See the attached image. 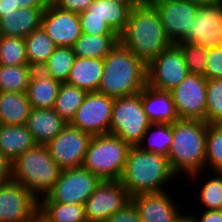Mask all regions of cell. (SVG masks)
<instances>
[{
    "instance_id": "15",
    "label": "cell",
    "mask_w": 222,
    "mask_h": 222,
    "mask_svg": "<svg viewBox=\"0 0 222 222\" xmlns=\"http://www.w3.org/2000/svg\"><path fill=\"white\" fill-rule=\"evenodd\" d=\"M130 201L119 180H102L84 204L87 222H105Z\"/></svg>"
},
{
    "instance_id": "45",
    "label": "cell",
    "mask_w": 222,
    "mask_h": 222,
    "mask_svg": "<svg viewBox=\"0 0 222 222\" xmlns=\"http://www.w3.org/2000/svg\"><path fill=\"white\" fill-rule=\"evenodd\" d=\"M18 8H47L43 0H15Z\"/></svg>"
},
{
    "instance_id": "44",
    "label": "cell",
    "mask_w": 222,
    "mask_h": 222,
    "mask_svg": "<svg viewBox=\"0 0 222 222\" xmlns=\"http://www.w3.org/2000/svg\"><path fill=\"white\" fill-rule=\"evenodd\" d=\"M202 212L200 217L195 215L197 222H222V213L219 210H204Z\"/></svg>"
},
{
    "instance_id": "52",
    "label": "cell",
    "mask_w": 222,
    "mask_h": 222,
    "mask_svg": "<svg viewBox=\"0 0 222 222\" xmlns=\"http://www.w3.org/2000/svg\"><path fill=\"white\" fill-rule=\"evenodd\" d=\"M219 175H220V177H221V179H222V171H219V172H217Z\"/></svg>"
},
{
    "instance_id": "48",
    "label": "cell",
    "mask_w": 222,
    "mask_h": 222,
    "mask_svg": "<svg viewBox=\"0 0 222 222\" xmlns=\"http://www.w3.org/2000/svg\"><path fill=\"white\" fill-rule=\"evenodd\" d=\"M114 1L121 2L129 6L131 9H133L135 7L143 5L147 0H114Z\"/></svg>"
},
{
    "instance_id": "5",
    "label": "cell",
    "mask_w": 222,
    "mask_h": 222,
    "mask_svg": "<svg viewBox=\"0 0 222 222\" xmlns=\"http://www.w3.org/2000/svg\"><path fill=\"white\" fill-rule=\"evenodd\" d=\"M61 170L46 145L36 144L12 162V179L40 200L52 190Z\"/></svg>"
},
{
    "instance_id": "38",
    "label": "cell",
    "mask_w": 222,
    "mask_h": 222,
    "mask_svg": "<svg viewBox=\"0 0 222 222\" xmlns=\"http://www.w3.org/2000/svg\"><path fill=\"white\" fill-rule=\"evenodd\" d=\"M206 122L222 123V78L207 80Z\"/></svg>"
},
{
    "instance_id": "27",
    "label": "cell",
    "mask_w": 222,
    "mask_h": 222,
    "mask_svg": "<svg viewBox=\"0 0 222 222\" xmlns=\"http://www.w3.org/2000/svg\"><path fill=\"white\" fill-rule=\"evenodd\" d=\"M118 43V34L91 35L82 33L72 48L76 57L104 58Z\"/></svg>"
},
{
    "instance_id": "2",
    "label": "cell",
    "mask_w": 222,
    "mask_h": 222,
    "mask_svg": "<svg viewBox=\"0 0 222 222\" xmlns=\"http://www.w3.org/2000/svg\"><path fill=\"white\" fill-rule=\"evenodd\" d=\"M119 42L146 65L172 45L158 11L148 0L131 10Z\"/></svg>"
},
{
    "instance_id": "49",
    "label": "cell",
    "mask_w": 222,
    "mask_h": 222,
    "mask_svg": "<svg viewBox=\"0 0 222 222\" xmlns=\"http://www.w3.org/2000/svg\"><path fill=\"white\" fill-rule=\"evenodd\" d=\"M192 1L198 5L216 4L222 2V0H192Z\"/></svg>"
},
{
    "instance_id": "30",
    "label": "cell",
    "mask_w": 222,
    "mask_h": 222,
    "mask_svg": "<svg viewBox=\"0 0 222 222\" xmlns=\"http://www.w3.org/2000/svg\"><path fill=\"white\" fill-rule=\"evenodd\" d=\"M39 213L48 222H87L85 206L54 201H39Z\"/></svg>"
},
{
    "instance_id": "11",
    "label": "cell",
    "mask_w": 222,
    "mask_h": 222,
    "mask_svg": "<svg viewBox=\"0 0 222 222\" xmlns=\"http://www.w3.org/2000/svg\"><path fill=\"white\" fill-rule=\"evenodd\" d=\"M207 79L189 73L170 93L179 119L206 122Z\"/></svg>"
},
{
    "instance_id": "20",
    "label": "cell",
    "mask_w": 222,
    "mask_h": 222,
    "mask_svg": "<svg viewBox=\"0 0 222 222\" xmlns=\"http://www.w3.org/2000/svg\"><path fill=\"white\" fill-rule=\"evenodd\" d=\"M46 8H19L3 13L0 18V35L25 38L41 27L42 15Z\"/></svg>"
},
{
    "instance_id": "29",
    "label": "cell",
    "mask_w": 222,
    "mask_h": 222,
    "mask_svg": "<svg viewBox=\"0 0 222 222\" xmlns=\"http://www.w3.org/2000/svg\"><path fill=\"white\" fill-rule=\"evenodd\" d=\"M172 140V124L152 123L147 128L137 147L146 152L168 156Z\"/></svg>"
},
{
    "instance_id": "39",
    "label": "cell",
    "mask_w": 222,
    "mask_h": 222,
    "mask_svg": "<svg viewBox=\"0 0 222 222\" xmlns=\"http://www.w3.org/2000/svg\"><path fill=\"white\" fill-rule=\"evenodd\" d=\"M81 31L85 34L102 35L117 34L101 18L89 16L85 11L78 14Z\"/></svg>"
},
{
    "instance_id": "41",
    "label": "cell",
    "mask_w": 222,
    "mask_h": 222,
    "mask_svg": "<svg viewBox=\"0 0 222 222\" xmlns=\"http://www.w3.org/2000/svg\"><path fill=\"white\" fill-rule=\"evenodd\" d=\"M105 222H142L139 212L131 200L122 209L111 215Z\"/></svg>"
},
{
    "instance_id": "23",
    "label": "cell",
    "mask_w": 222,
    "mask_h": 222,
    "mask_svg": "<svg viewBox=\"0 0 222 222\" xmlns=\"http://www.w3.org/2000/svg\"><path fill=\"white\" fill-rule=\"evenodd\" d=\"M103 70L104 58L76 57L66 83L86 92H97Z\"/></svg>"
},
{
    "instance_id": "50",
    "label": "cell",
    "mask_w": 222,
    "mask_h": 222,
    "mask_svg": "<svg viewBox=\"0 0 222 222\" xmlns=\"http://www.w3.org/2000/svg\"><path fill=\"white\" fill-rule=\"evenodd\" d=\"M45 5L48 6H56L60 0H43Z\"/></svg>"
},
{
    "instance_id": "24",
    "label": "cell",
    "mask_w": 222,
    "mask_h": 222,
    "mask_svg": "<svg viewBox=\"0 0 222 222\" xmlns=\"http://www.w3.org/2000/svg\"><path fill=\"white\" fill-rule=\"evenodd\" d=\"M36 144L26 125L0 124V151L11 162Z\"/></svg>"
},
{
    "instance_id": "46",
    "label": "cell",
    "mask_w": 222,
    "mask_h": 222,
    "mask_svg": "<svg viewBox=\"0 0 222 222\" xmlns=\"http://www.w3.org/2000/svg\"><path fill=\"white\" fill-rule=\"evenodd\" d=\"M15 0H0V18L3 13H10L18 10Z\"/></svg>"
},
{
    "instance_id": "47",
    "label": "cell",
    "mask_w": 222,
    "mask_h": 222,
    "mask_svg": "<svg viewBox=\"0 0 222 222\" xmlns=\"http://www.w3.org/2000/svg\"><path fill=\"white\" fill-rule=\"evenodd\" d=\"M174 222H197L196 216L194 214H190L187 212V214H182L181 212L176 217Z\"/></svg>"
},
{
    "instance_id": "18",
    "label": "cell",
    "mask_w": 222,
    "mask_h": 222,
    "mask_svg": "<svg viewBox=\"0 0 222 222\" xmlns=\"http://www.w3.org/2000/svg\"><path fill=\"white\" fill-rule=\"evenodd\" d=\"M171 194L164 192L132 196L142 222H174L181 212Z\"/></svg>"
},
{
    "instance_id": "35",
    "label": "cell",
    "mask_w": 222,
    "mask_h": 222,
    "mask_svg": "<svg viewBox=\"0 0 222 222\" xmlns=\"http://www.w3.org/2000/svg\"><path fill=\"white\" fill-rule=\"evenodd\" d=\"M29 64L25 39L0 35V65L17 66Z\"/></svg>"
},
{
    "instance_id": "31",
    "label": "cell",
    "mask_w": 222,
    "mask_h": 222,
    "mask_svg": "<svg viewBox=\"0 0 222 222\" xmlns=\"http://www.w3.org/2000/svg\"><path fill=\"white\" fill-rule=\"evenodd\" d=\"M87 92L74 85L62 83L53 110L67 123L74 118Z\"/></svg>"
},
{
    "instance_id": "1",
    "label": "cell",
    "mask_w": 222,
    "mask_h": 222,
    "mask_svg": "<svg viewBox=\"0 0 222 222\" xmlns=\"http://www.w3.org/2000/svg\"><path fill=\"white\" fill-rule=\"evenodd\" d=\"M207 130L208 123L204 121L179 119L172 123L173 140L167 157L178 178L189 177L192 182L203 178Z\"/></svg>"
},
{
    "instance_id": "33",
    "label": "cell",
    "mask_w": 222,
    "mask_h": 222,
    "mask_svg": "<svg viewBox=\"0 0 222 222\" xmlns=\"http://www.w3.org/2000/svg\"><path fill=\"white\" fill-rule=\"evenodd\" d=\"M33 68L29 64L0 65L1 92H27Z\"/></svg>"
},
{
    "instance_id": "42",
    "label": "cell",
    "mask_w": 222,
    "mask_h": 222,
    "mask_svg": "<svg viewBox=\"0 0 222 222\" xmlns=\"http://www.w3.org/2000/svg\"><path fill=\"white\" fill-rule=\"evenodd\" d=\"M94 0H60L56 5L60 9L69 12L81 13L88 9Z\"/></svg>"
},
{
    "instance_id": "22",
    "label": "cell",
    "mask_w": 222,
    "mask_h": 222,
    "mask_svg": "<svg viewBox=\"0 0 222 222\" xmlns=\"http://www.w3.org/2000/svg\"><path fill=\"white\" fill-rule=\"evenodd\" d=\"M61 84L42 69H33L26 92L31 107L36 109L53 108Z\"/></svg>"
},
{
    "instance_id": "21",
    "label": "cell",
    "mask_w": 222,
    "mask_h": 222,
    "mask_svg": "<svg viewBox=\"0 0 222 222\" xmlns=\"http://www.w3.org/2000/svg\"><path fill=\"white\" fill-rule=\"evenodd\" d=\"M54 110L32 108L26 121V127L31 132L37 144L46 145L53 140L67 125Z\"/></svg>"
},
{
    "instance_id": "43",
    "label": "cell",
    "mask_w": 222,
    "mask_h": 222,
    "mask_svg": "<svg viewBox=\"0 0 222 222\" xmlns=\"http://www.w3.org/2000/svg\"><path fill=\"white\" fill-rule=\"evenodd\" d=\"M12 180V162L0 151V185Z\"/></svg>"
},
{
    "instance_id": "16",
    "label": "cell",
    "mask_w": 222,
    "mask_h": 222,
    "mask_svg": "<svg viewBox=\"0 0 222 222\" xmlns=\"http://www.w3.org/2000/svg\"><path fill=\"white\" fill-rule=\"evenodd\" d=\"M192 25L186 33L185 42L207 48L222 46V2L199 5Z\"/></svg>"
},
{
    "instance_id": "7",
    "label": "cell",
    "mask_w": 222,
    "mask_h": 222,
    "mask_svg": "<svg viewBox=\"0 0 222 222\" xmlns=\"http://www.w3.org/2000/svg\"><path fill=\"white\" fill-rule=\"evenodd\" d=\"M151 124L142 106L141 92L114 98L110 134L120 137L130 146H137Z\"/></svg>"
},
{
    "instance_id": "19",
    "label": "cell",
    "mask_w": 222,
    "mask_h": 222,
    "mask_svg": "<svg viewBox=\"0 0 222 222\" xmlns=\"http://www.w3.org/2000/svg\"><path fill=\"white\" fill-rule=\"evenodd\" d=\"M141 101L151 123H174L179 120L170 91L157 90L148 84L141 91Z\"/></svg>"
},
{
    "instance_id": "8",
    "label": "cell",
    "mask_w": 222,
    "mask_h": 222,
    "mask_svg": "<svg viewBox=\"0 0 222 222\" xmlns=\"http://www.w3.org/2000/svg\"><path fill=\"white\" fill-rule=\"evenodd\" d=\"M101 181L83 166L63 169L52 190L39 201L84 205Z\"/></svg>"
},
{
    "instance_id": "25",
    "label": "cell",
    "mask_w": 222,
    "mask_h": 222,
    "mask_svg": "<svg viewBox=\"0 0 222 222\" xmlns=\"http://www.w3.org/2000/svg\"><path fill=\"white\" fill-rule=\"evenodd\" d=\"M31 109L26 92L0 91V124L25 125Z\"/></svg>"
},
{
    "instance_id": "40",
    "label": "cell",
    "mask_w": 222,
    "mask_h": 222,
    "mask_svg": "<svg viewBox=\"0 0 222 222\" xmlns=\"http://www.w3.org/2000/svg\"><path fill=\"white\" fill-rule=\"evenodd\" d=\"M205 78L207 80L222 78V46L209 48Z\"/></svg>"
},
{
    "instance_id": "34",
    "label": "cell",
    "mask_w": 222,
    "mask_h": 222,
    "mask_svg": "<svg viewBox=\"0 0 222 222\" xmlns=\"http://www.w3.org/2000/svg\"><path fill=\"white\" fill-rule=\"evenodd\" d=\"M206 169L212 172L222 171V123L208 124L205 172Z\"/></svg>"
},
{
    "instance_id": "14",
    "label": "cell",
    "mask_w": 222,
    "mask_h": 222,
    "mask_svg": "<svg viewBox=\"0 0 222 222\" xmlns=\"http://www.w3.org/2000/svg\"><path fill=\"white\" fill-rule=\"evenodd\" d=\"M92 136L69 123L46 144L52 159L63 169L81 167Z\"/></svg>"
},
{
    "instance_id": "10",
    "label": "cell",
    "mask_w": 222,
    "mask_h": 222,
    "mask_svg": "<svg viewBox=\"0 0 222 222\" xmlns=\"http://www.w3.org/2000/svg\"><path fill=\"white\" fill-rule=\"evenodd\" d=\"M114 98L99 92H87L71 126L91 136L110 133Z\"/></svg>"
},
{
    "instance_id": "9",
    "label": "cell",
    "mask_w": 222,
    "mask_h": 222,
    "mask_svg": "<svg viewBox=\"0 0 222 222\" xmlns=\"http://www.w3.org/2000/svg\"><path fill=\"white\" fill-rule=\"evenodd\" d=\"M188 74L181 48L172 44L147 65V84L157 90L171 91Z\"/></svg>"
},
{
    "instance_id": "26",
    "label": "cell",
    "mask_w": 222,
    "mask_h": 222,
    "mask_svg": "<svg viewBox=\"0 0 222 222\" xmlns=\"http://www.w3.org/2000/svg\"><path fill=\"white\" fill-rule=\"evenodd\" d=\"M131 10L129 6L114 0H94L85 12L101 18L119 35L127 24Z\"/></svg>"
},
{
    "instance_id": "6",
    "label": "cell",
    "mask_w": 222,
    "mask_h": 222,
    "mask_svg": "<svg viewBox=\"0 0 222 222\" xmlns=\"http://www.w3.org/2000/svg\"><path fill=\"white\" fill-rule=\"evenodd\" d=\"M130 147L110 133L92 136L82 166L101 180H120Z\"/></svg>"
},
{
    "instance_id": "32",
    "label": "cell",
    "mask_w": 222,
    "mask_h": 222,
    "mask_svg": "<svg viewBox=\"0 0 222 222\" xmlns=\"http://www.w3.org/2000/svg\"><path fill=\"white\" fill-rule=\"evenodd\" d=\"M76 59V54L72 47H56L41 69L54 80L61 83L67 82L71 68Z\"/></svg>"
},
{
    "instance_id": "51",
    "label": "cell",
    "mask_w": 222,
    "mask_h": 222,
    "mask_svg": "<svg viewBox=\"0 0 222 222\" xmlns=\"http://www.w3.org/2000/svg\"><path fill=\"white\" fill-rule=\"evenodd\" d=\"M35 222H48L40 213H38Z\"/></svg>"
},
{
    "instance_id": "36",
    "label": "cell",
    "mask_w": 222,
    "mask_h": 222,
    "mask_svg": "<svg viewBox=\"0 0 222 222\" xmlns=\"http://www.w3.org/2000/svg\"><path fill=\"white\" fill-rule=\"evenodd\" d=\"M177 45L183 52L188 72L205 77L209 48L185 41Z\"/></svg>"
},
{
    "instance_id": "17",
    "label": "cell",
    "mask_w": 222,
    "mask_h": 222,
    "mask_svg": "<svg viewBox=\"0 0 222 222\" xmlns=\"http://www.w3.org/2000/svg\"><path fill=\"white\" fill-rule=\"evenodd\" d=\"M41 27L57 47H73L81 36L78 13L48 6L42 15Z\"/></svg>"
},
{
    "instance_id": "12",
    "label": "cell",
    "mask_w": 222,
    "mask_h": 222,
    "mask_svg": "<svg viewBox=\"0 0 222 222\" xmlns=\"http://www.w3.org/2000/svg\"><path fill=\"white\" fill-rule=\"evenodd\" d=\"M39 199L21 184L0 185V222H35Z\"/></svg>"
},
{
    "instance_id": "28",
    "label": "cell",
    "mask_w": 222,
    "mask_h": 222,
    "mask_svg": "<svg viewBox=\"0 0 222 222\" xmlns=\"http://www.w3.org/2000/svg\"><path fill=\"white\" fill-rule=\"evenodd\" d=\"M24 39L29 65L33 69H41L57 46L42 27L32 31Z\"/></svg>"
},
{
    "instance_id": "13",
    "label": "cell",
    "mask_w": 222,
    "mask_h": 222,
    "mask_svg": "<svg viewBox=\"0 0 222 222\" xmlns=\"http://www.w3.org/2000/svg\"><path fill=\"white\" fill-rule=\"evenodd\" d=\"M158 11L166 36L172 44L186 39V33L198 14L192 0H148Z\"/></svg>"
},
{
    "instance_id": "4",
    "label": "cell",
    "mask_w": 222,
    "mask_h": 222,
    "mask_svg": "<svg viewBox=\"0 0 222 222\" xmlns=\"http://www.w3.org/2000/svg\"><path fill=\"white\" fill-rule=\"evenodd\" d=\"M99 93L118 98L140 93L147 85V65L120 42L104 57Z\"/></svg>"
},
{
    "instance_id": "37",
    "label": "cell",
    "mask_w": 222,
    "mask_h": 222,
    "mask_svg": "<svg viewBox=\"0 0 222 222\" xmlns=\"http://www.w3.org/2000/svg\"><path fill=\"white\" fill-rule=\"evenodd\" d=\"M210 176L202 182L198 192L203 210H219L222 206V179L217 172H210ZM213 175V176H212Z\"/></svg>"
},
{
    "instance_id": "3",
    "label": "cell",
    "mask_w": 222,
    "mask_h": 222,
    "mask_svg": "<svg viewBox=\"0 0 222 222\" xmlns=\"http://www.w3.org/2000/svg\"><path fill=\"white\" fill-rule=\"evenodd\" d=\"M174 178L178 179L167 156L131 146L119 181L132 197L138 194L168 192L166 185Z\"/></svg>"
}]
</instances>
